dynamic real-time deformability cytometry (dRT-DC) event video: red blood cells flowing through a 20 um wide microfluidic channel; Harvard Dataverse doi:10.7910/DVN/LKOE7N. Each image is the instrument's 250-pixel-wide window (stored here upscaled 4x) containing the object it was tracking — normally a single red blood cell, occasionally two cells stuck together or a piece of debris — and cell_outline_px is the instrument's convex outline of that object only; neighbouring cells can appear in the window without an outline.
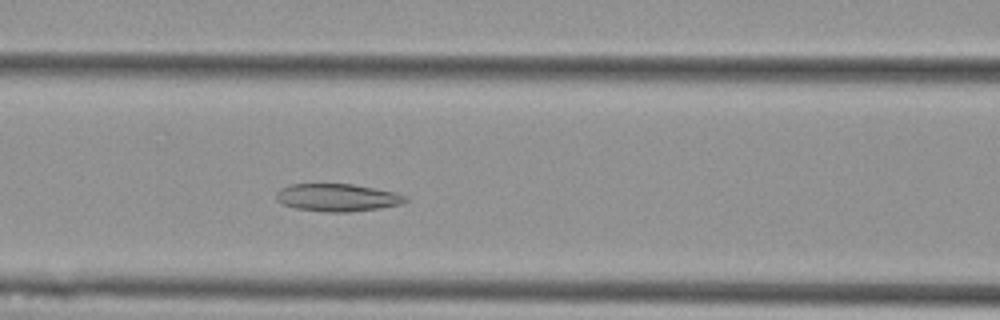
{"species": "Egyptian fruit bat (a non-hibernating species)", "species_latin": "Rousettus aegyptiacus", "temperature_condition": "cold", "stored_images_in_passage": 48, "camera_frame_rate_fps": 3000, "um_per_image_px": 0.085, "animal": {"sex": "female"}, "frame": {"image": 1, "passage_image": 16, "time_ms": 5.0, "image_size_px": [1000, 320], "cell_outline_px": [[408, 200], [400, 204], [380, 208], [348, 212], [324, 212], [296, 208], [284, 204], [276, 200], [276, 192], [280, 188], [288, 184], [352, 184], [396, 192], [408, 196]], "centroid_in_image_um": [28.67, 16.79], "position_along_channel_um": 137.9, "area_um2": 20.87}}
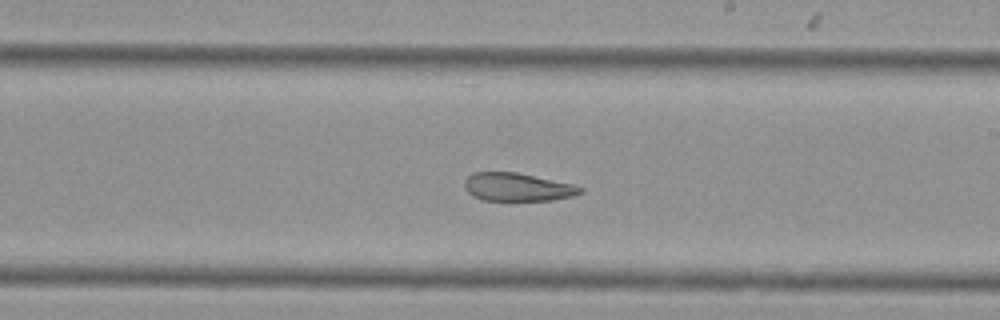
{"frame": {"image": 2, "passage_image": 25, "time_ms": 8.0, "image_size_px": [1000, 320], "cell_outline_px": [[584, 192], [572, 196], [552, 200], [484, 200], [472, 196], [464, 188], [464, 180], [472, 172], [516, 172], [572, 184], [584, 188]], "centroid_in_image_um": [43.96, 15.9], "position_along_channel_um": 245.0, "area_um2": 18.96}}
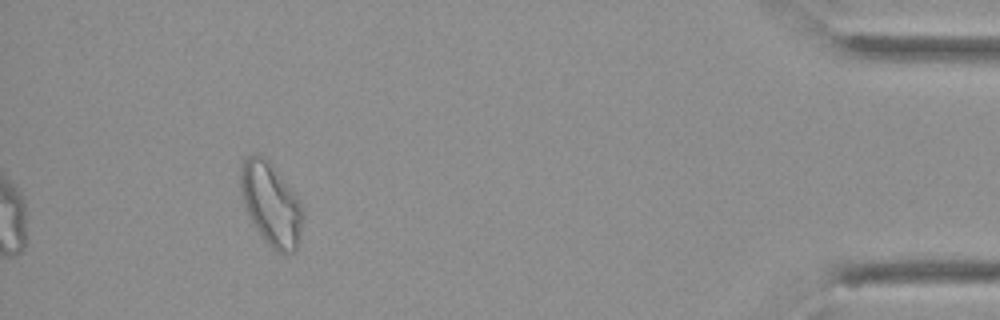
{"frame": {"image": 3, "passage_image": 44, "time_ms": 14.333, "image_size_px": [1000, 320], "cell_outline_px": [[304, 212], [300, 236], [296, 248], [292, 252], [284, 256], [276, 252], [264, 240], [252, 224], [248, 216], [240, 196], [240, 168], [244, 156], [264, 156], [272, 164], [300, 200]], "centroid_in_image_um": [23.02, 17.37], "position_along_channel_um": 412.2, "area_um2": 30.52}, "authors_computed_cell_mechanics": {"area_um2": 23.8425, "velocity_mm_per_s": 3.5899, "shape_relaxation_time_tau1_ms": null, "shape_relaxation_time_tau2_ms": 3.3553, "deformation_change_tau1": null, "deformation_change_tau2": 0.097}}